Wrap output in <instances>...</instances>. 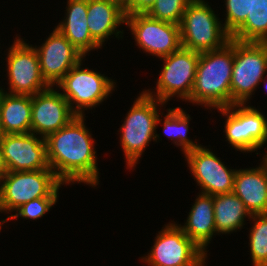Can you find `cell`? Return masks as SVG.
<instances>
[{
	"label": "cell",
	"mask_w": 267,
	"mask_h": 266,
	"mask_svg": "<svg viewBox=\"0 0 267 266\" xmlns=\"http://www.w3.org/2000/svg\"><path fill=\"white\" fill-rule=\"evenodd\" d=\"M263 155L261 162L267 167V151Z\"/></svg>",
	"instance_id": "d6a6232c"
},
{
	"label": "cell",
	"mask_w": 267,
	"mask_h": 266,
	"mask_svg": "<svg viewBox=\"0 0 267 266\" xmlns=\"http://www.w3.org/2000/svg\"><path fill=\"white\" fill-rule=\"evenodd\" d=\"M163 131L173 144L181 148L183 153L194 150L201 146L197 142L190 139L188 135L189 123L191 117L181 107L167 109V114L164 115Z\"/></svg>",
	"instance_id": "603a6c76"
},
{
	"label": "cell",
	"mask_w": 267,
	"mask_h": 266,
	"mask_svg": "<svg viewBox=\"0 0 267 266\" xmlns=\"http://www.w3.org/2000/svg\"><path fill=\"white\" fill-rule=\"evenodd\" d=\"M7 171H37L48 169L46 141L29 132L6 134L0 141Z\"/></svg>",
	"instance_id": "9a60e30c"
},
{
	"label": "cell",
	"mask_w": 267,
	"mask_h": 266,
	"mask_svg": "<svg viewBox=\"0 0 267 266\" xmlns=\"http://www.w3.org/2000/svg\"><path fill=\"white\" fill-rule=\"evenodd\" d=\"M5 91L0 86V122L4 135L31 132L32 96Z\"/></svg>",
	"instance_id": "44dd1931"
},
{
	"label": "cell",
	"mask_w": 267,
	"mask_h": 266,
	"mask_svg": "<svg viewBox=\"0 0 267 266\" xmlns=\"http://www.w3.org/2000/svg\"><path fill=\"white\" fill-rule=\"evenodd\" d=\"M172 222L158 231L154 245L141 262L148 266H205L207 254Z\"/></svg>",
	"instance_id": "9c48e42d"
},
{
	"label": "cell",
	"mask_w": 267,
	"mask_h": 266,
	"mask_svg": "<svg viewBox=\"0 0 267 266\" xmlns=\"http://www.w3.org/2000/svg\"><path fill=\"white\" fill-rule=\"evenodd\" d=\"M58 197H41L34 200H30L27 203L22 204L15 210V214L10 215V219H32L36 220L43 217L52 207L57 203Z\"/></svg>",
	"instance_id": "83f0119b"
},
{
	"label": "cell",
	"mask_w": 267,
	"mask_h": 266,
	"mask_svg": "<svg viewBox=\"0 0 267 266\" xmlns=\"http://www.w3.org/2000/svg\"><path fill=\"white\" fill-rule=\"evenodd\" d=\"M126 24V13L119 5L108 0H88L87 26L92 38L103 43L114 34L118 40L123 36L120 25Z\"/></svg>",
	"instance_id": "e0dca14e"
},
{
	"label": "cell",
	"mask_w": 267,
	"mask_h": 266,
	"mask_svg": "<svg viewBox=\"0 0 267 266\" xmlns=\"http://www.w3.org/2000/svg\"><path fill=\"white\" fill-rule=\"evenodd\" d=\"M213 206L214 196L199 193L184 225L178 224L182 231L206 254L207 246L217 234Z\"/></svg>",
	"instance_id": "ffe728a7"
},
{
	"label": "cell",
	"mask_w": 267,
	"mask_h": 266,
	"mask_svg": "<svg viewBox=\"0 0 267 266\" xmlns=\"http://www.w3.org/2000/svg\"><path fill=\"white\" fill-rule=\"evenodd\" d=\"M190 1L191 0H155L146 14L153 19L179 25Z\"/></svg>",
	"instance_id": "484cf974"
},
{
	"label": "cell",
	"mask_w": 267,
	"mask_h": 266,
	"mask_svg": "<svg viewBox=\"0 0 267 266\" xmlns=\"http://www.w3.org/2000/svg\"><path fill=\"white\" fill-rule=\"evenodd\" d=\"M207 0H191L179 24L181 45L195 52L222 48L231 39Z\"/></svg>",
	"instance_id": "277c9868"
},
{
	"label": "cell",
	"mask_w": 267,
	"mask_h": 266,
	"mask_svg": "<svg viewBox=\"0 0 267 266\" xmlns=\"http://www.w3.org/2000/svg\"><path fill=\"white\" fill-rule=\"evenodd\" d=\"M85 117L77 115L45 138L47 161L63 184L84 183L96 187L100 178L96 142L85 126Z\"/></svg>",
	"instance_id": "6da1fadb"
},
{
	"label": "cell",
	"mask_w": 267,
	"mask_h": 266,
	"mask_svg": "<svg viewBox=\"0 0 267 266\" xmlns=\"http://www.w3.org/2000/svg\"><path fill=\"white\" fill-rule=\"evenodd\" d=\"M230 37L243 42L267 43V0H253L251 14Z\"/></svg>",
	"instance_id": "cb8c5ba5"
},
{
	"label": "cell",
	"mask_w": 267,
	"mask_h": 266,
	"mask_svg": "<svg viewBox=\"0 0 267 266\" xmlns=\"http://www.w3.org/2000/svg\"><path fill=\"white\" fill-rule=\"evenodd\" d=\"M39 57V65L44 80L55 87L66 73L85 56L56 28L41 46H33Z\"/></svg>",
	"instance_id": "5bb4252c"
},
{
	"label": "cell",
	"mask_w": 267,
	"mask_h": 266,
	"mask_svg": "<svg viewBox=\"0 0 267 266\" xmlns=\"http://www.w3.org/2000/svg\"><path fill=\"white\" fill-rule=\"evenodd\" d=\"M16 39V40H15ZM8 48L7 64L8 91L14 95L33 96L51 87L43 78L38 54L33 45L23 38L15 37Z\"/></svg>",
	"instance_id": "8fae6325"
},
{
	"label": "cell",
	"mask_w": 267,
	"mask_h": 266,
	"mask_svg": "<svg viewBox=\"0 0 267 266\" xmlns=\"http://www.w3.org/2000/svg\"><path fill=\"white\" fill-rule=\"evenodd\" d=\"M83 61L72 67L56 85L62 89L72 111L79 116L86 115L85 110L99 106L116 88L115 80L87 67L82 68Z\"/></svg>",
	"instance_id": "52a82bcc"
},
{
	"label": "cell",
	"mask_w": 267,
	"mask_h": 266,
	"mask_svg": "<svg viewBox=\"0 0 267 266\" xmlns=\"http://www.w3.org/2000/svg\"><path fill=\"white\" fill-rule=\"evenodd\" d=\"M234 39L222 48L200 53L190 103L219 109L231 106Z\"/></svg>",
	"instance_id": "7a4b0ae2"
},
{
	"label": "cell",
	"mask_w": 267,
	"mask_h": 266,
	"mask_svg": "<svg viewBox=\"0 0 267 266\" xmlns=\"http://www.w3.org/2000/svg\"><path fill=\"white\" fill-rule=\"evenodd\" d=\"M248 104H233L217 109L226 116L225 141L242 153L257 152L267 143V117Z\"/></svg>",
	"instance_id": "30bf717a"
},
{
	"label": "cell",
	"mask_w": 267,
	"mask_h": 266,
	"mask_svg": "<svg viewBox=\"0 0 267 266\" xmlns=\"http://www.w3.org/2000/svg\"><path fill=\"white\" fill-rule=\"evenodd\" d=\"M249 246L253 266H267V213L254 214L250 218Z\"/></svg>",
	"instance_id": "d4e9b609"
},
{
	"label": "cell",
	"mask_w": 267,
	"mask_h": 266,
	"mask_svg": "<svg viewBox=\"0 0 267 266\" xmlns=\"http://www.w3.org/2000/svg\"><path fill=\"white\" fill-rule=\"evenodd\" d=\"M56 90L51 86L32 96L31 132L44 138L77 116L61 91Z\"/></svg>",
	"instance_id": "2e32d148"
},
{
	"label": "cell",
	"mask_w": 267,
	"mask_h": 266,
	"mask_svg": "<svg viewBox=\"0 0 267 266\" xmlns=\"http://www.w3.org/2000/svg\"><path fill=\"white\" fill-rule=\"evenodd\" d=\"M135 99L118 131H121L120 144L126 159V168L131 170L136 167L152 139L153 142H157V139L159 141L160 134H157L156 129L162 122L160 116L163 113L160 114L158 108L163 105L165 107V103L149 96L144 90Z\"/></svg>",
	"instance_id": "3957f363"
},
{
	"label": "cell",
	"mask_w": 267,
	"mask_h": 266,
	"mask_svg": "<svg viewBox=\"0 0 267 266\" xmlns=\"http://www.w3.org/2000/svg\"><path fill=\"white\" fill-rule=\"evenodd\" d=\"M64 185L53 170L8 171L0 181V209L6 214L41 197H59Z\"/></svg>",
	"instance_id": "5b68a950"
},
{
	"label": "cell",
	"mask_w": 267,
	"mask_h": 266,
	"mask_svg": "<svg viewBox=\"0 0 267 266\" xmlns=\"http://www.w3.org/2000/svg\"><path fill=\"white\" fill-rule=\"evenodd\" d=\"M125 25L135 45L149 55L162 58L182 47L179 25L153 19L146 13L127 14Z\"/></svg>",
	"instance_id": "7c38bea8"
},
{
	"label": "cell",
	"mask_w": 267,
	"mask_h": 266,
	"mask_svg": "<svg viewBox=\"0 0 267 266\" xmlns=\"http://www.w3.org/2000/svg\"><path fill=\"white\" fill-rule=\"evenodd\" d=\"M213 209L217 235L241 230L245 225V218H251V213L234 192L214 195Z\"/></svg>",
	"instance_id": "7402d4cb"
},
{
	"label": "cell",
	"mask_w": 267,
	"mask_h": 266,
	"mask_svg": "<svg viewBox=\"0 0 267 266\" xmlns=\"http://www.w3.org/2000/svg\"><path fill=\"white\" fill-rule=\"evenodd\" d=\"M7 168L3 159V152L0 145V181L4 177V175L7 173Z\"/></svg>",
	"instance_id": "f546056e"
},
{
	"label": "cell",
	"mask_w": 267,
	"mask_h": 266,
	"mask_svg": "<svg viewBox=\"0 0 267 266\" xmlns=\"http://www.w3.org/2000/svg\"><path fill=\"white\" fill-rule=\"evenodd\" d=\"M0 212L1 213H3V211L0 209ZM9 220H11L10 219V215H8L7 217H6V219H2V221L0 220V232H1V229H2V225L7 221V222H9Z\"/></svg>",
	"instance_id": "1f68e13d"
},
{
	"label": "cell",
	"mask_w": 267,
	"mask_h": 266,
	"mask_svg": "<svg viewBox=\"0 0 267 266\" xmlns=\"http://www.w3.org/2000/svg\"><path fill=\"white\" fill-rule=\"evenodd\" d=\"M155 0H131L130 7L125 11L127 14L146 13L154 4Z\"/></svg>",
	"instance_id": "f1b7e54d"
},
{
	"label": "cell",
	"mask_w": 267,
	"mask_h": 266,
	"mask_svg": "<svg viewBox=\"0 0 267 266\" xmlns=\"http://www.w3.org/2000/svg\"><path fill=\"white\" fill-rule=\"evenodd\" d=\"M233 192L254 214L267 213V167L261 162L255 168L237 169Z\"/></svg>",
	"instance_id": "ac0fdd59"
},
{
	"label": "cell",
	"mask_w": 267,
	"mask_h": 266,
	"mask_svg": "<svg viewBox=\"0 0 267 266\" xmlns=\"http://www.w3.org/2000/svg\"><path fill=\"white\" fill-rule=\"evenodd\" d=\"M88 0H67L65 17L55 27L85 57L102 47L92 38L87 26Z\"/></svg>",
	"instance_id": "d6986e66"
},
{
	"label": "cell",
	"mask_w": 267,
	"mask_h": 266,
	"mask_svg": "<svg viewBox=\"0 0 267 266\" xmlns=\"http://www.w3.org/2000/svg\"><path fill=\"white\" fill-rule=\"evenodd\" d=\"M108 1L116 3L125 11L130 7V2H131V0H108Z\"/></svg>",
	"instance_id": "4dcf8cb0"
},
{
	"label": "cell",
	"mask_w": 267,
	"mask_h": 266,
	"mask_svg": "<svg viewBox=\"0 0 267 266\" xmlns=\"http://www.w3.org/2000/svg\"><path fill=\"white\" fill-rule=\"evenodd\" d=\"M184 157L197 185L201 187L200 193L214 196L233 192L237 168L225 166L211 148L201 145L184 153Z\"/></svg>",
	"instance_id": "4fadbf2b"
},
{
	"label": "cell",
	"mask_w": 267,
	"mask_h": 266,
	"mask_svg": "<svg viewBox=\"0 0 267 266\" xmlns=\"http://www.w3.org/2000/svg\"><path fill=\"white\" fill-rule=\"evenodd\" d=\"M267 73V43L234 39V62L231 76V105L249 104Z\"/></svg>",
	"instance_id": "8992f818"
},
{
	"label": "cell",
	"mask_w": 267,
	"mask_h": 266,
	"mask_svg": "<svg viewBox=\"0 0 267 266\" xmlns=\"http://www.w3.org/2000/svg\"><path fill=\"white\" fill-rule=\"evenodd\" d=\"M226 13L223 27L231 36L251 14L253 0H224Z\"/></svg>",
	"instance_id": "4316f807"
},
{
	"label": "cell",
	"mask_w": 267,
	"mask_h": 266,
	"mask_svg": "<svg viewBox=\"0 0 267 266\" xmlns=\"http://www.w3.org/2000/svg\"><path fill=\"white\" fill-rule=\"evenodd\" d=\"M4 133L1 128V122H0V141L3 139Z\"/></svg>",
	"instance_id": "836d02e7"
},
{
	"label": "cell",
	"mask_w": 267,
	"mask_h": 266,
	"mask_svg": "<svg viewBox=\"0 0 267 266\" xmlns=\"http://www.w3.org/2000/svg\"><path fill=\"white\" fill-rule=\"evenodd\" d=\"M199 52L181 47L168 56L160 58L163 66L156 83V91H144L163 103H167L175 95L182 101L190 102L193 84L199 61Z\"/></svg>",
	"instance_id": "ba28073f"
}]
</instances>
